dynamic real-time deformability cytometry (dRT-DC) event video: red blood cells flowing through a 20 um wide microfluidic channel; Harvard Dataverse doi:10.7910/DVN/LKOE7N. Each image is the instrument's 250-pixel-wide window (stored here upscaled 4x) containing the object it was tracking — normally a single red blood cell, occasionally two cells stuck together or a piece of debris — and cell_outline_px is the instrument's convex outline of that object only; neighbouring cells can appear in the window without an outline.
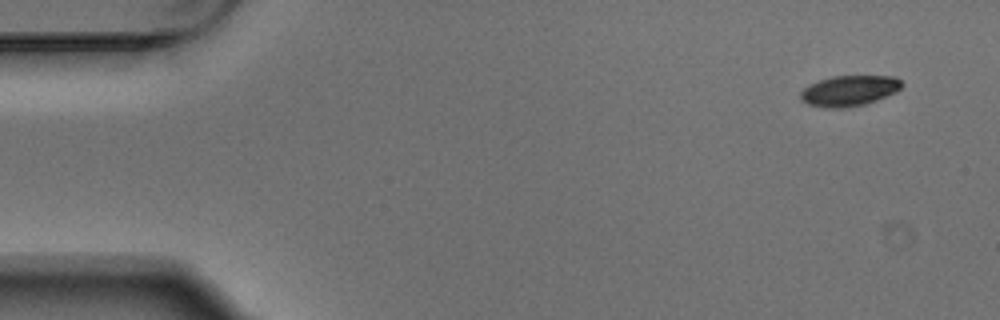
{"species": "Egyptian fruit bat (a non-hibernating species)", "species_latin": "Rousettus aegyptiacus", "temperature_condition": "warm", "stored_images_in_passage": 8, "camera_frame_rate_fps": 3000, "um_per_image_px": 0.085, "animal": {"sex": "male"}, "frame": {"image": 1, "passage_image": 1, "time_ms": 0.0, "image_size_px": [1000, 320], "cell_outline_px": [[904, 84], [896, 92], [876, 100], [864, 104], [844, 108], [828, 108], [808, 104], [800, 100], [800, 92], [808, 84], [832, 76], [896, 76]], "centroid_in_image_um": [72.17, 7.71], "position_along_channel_um": 12.8, "area_um2": 18.09}}
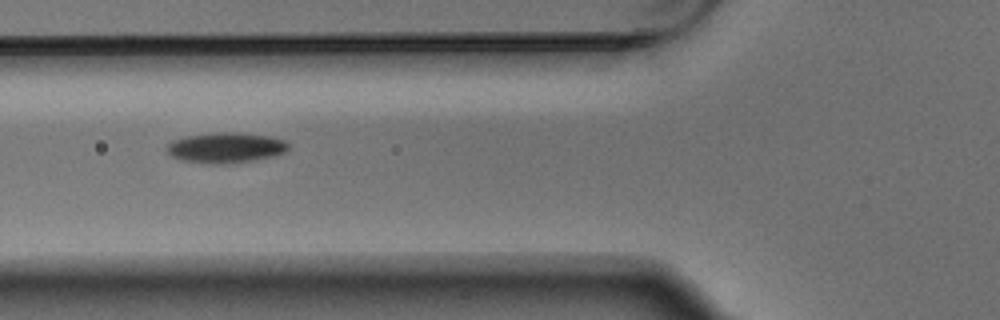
{"frame": {"image": 2, "passage_image": 5, "time_ms": 1.333, "image_size_px": [1000, 320], "cell_outline_px": [[288, 148], [284, 152], [272, 156], [256, 160], [224, 164], [212, 164], [180, 160], [172, 156], [168, 152], [168, 144], [172, 140], [188, 136], [220, 132], [240, 132], [272, 136], [284, 140], [288, 144]], "centroid_in_image_um": [19.21, 12.55], "position_along_channel_um": 106.6, "area_um2": 21.5}}
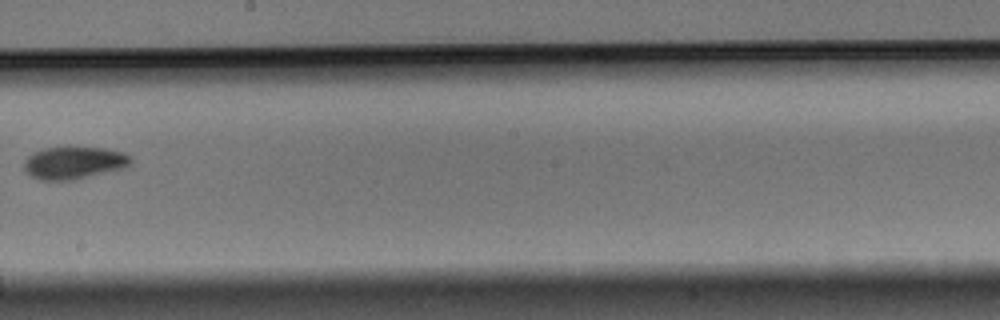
{"frame": {"image": 3, "passage_image": 8, "time_ms": 2.333, "image_size_px": [1000, 320], "cell_outline_px": [[132, 164], [124, 168], [72, 180], [40, 180], [24, 172], [24, 160], [32, 152], [44, 148], [68, 144], [104, 148], [124, 152], [132, 156]], "centroid_in_image_um": [6.28, 13.78], "position_along_channel_um": 241.9, "area_um2": 21.04}}